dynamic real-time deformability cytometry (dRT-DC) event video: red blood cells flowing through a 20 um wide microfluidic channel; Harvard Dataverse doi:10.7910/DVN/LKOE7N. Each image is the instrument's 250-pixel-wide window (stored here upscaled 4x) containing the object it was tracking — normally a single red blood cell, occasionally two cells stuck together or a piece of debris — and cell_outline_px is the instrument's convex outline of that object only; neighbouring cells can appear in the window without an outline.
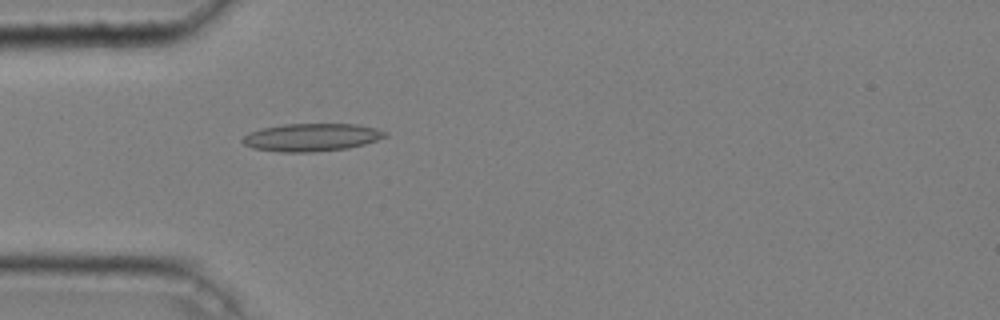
{"species": "common noctule bat (a hibernating species)", "species_latin": "Nyctalus noctula", "temperature_condition": "cold", "stored_images_in_passage": 37, "camera_frame_rate_fps": 3000, "um_per_image_px": 0.085, "animal": {"sex": "male", "body_mass_g": 20.4}, "frame": {"image": 1, "passage_image": 6, "time_ms": 1.667, "image_size_px": [1000, 320], "cell_outline_px": [[388, 136], [364, 144], [348, 148], [312, 152], [280, 152], [252, 148], [244, 144], [240, 140], [248, 132], [260, 128], [284, 124], [356, 124], [376, 128], [388, 132]], "centroid_in_image_um": [26.46, 11.67], "position_along_channel_um": 58.5, "area_um2": 23.24}}
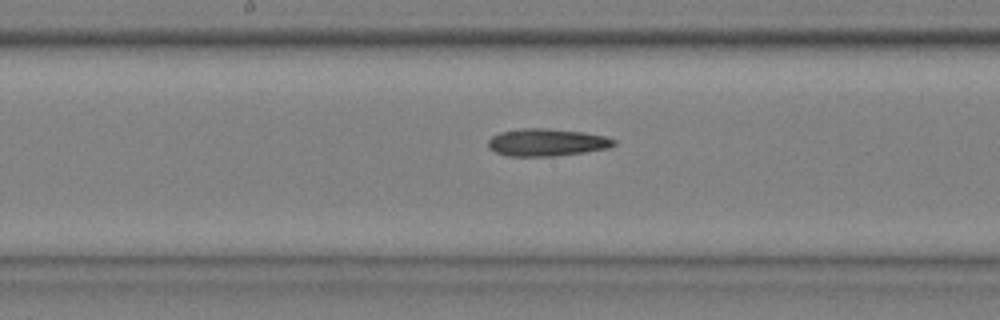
{"frame": {"image": 2, "passage_image": 18, "time_ms": 5.667, "image_size_px": [1000, 320], "cell_outline_px": [[616, 144], [608, 148], [584, 152], [556, 156], [504, 156], [488, 148], [488, 140], [492, 136], [500, 132], [520, 128], [548, 128], [584, 132], [604, 136], [616, 140]], "centroid_in_image_um": [46.45, 12.1], "position_along_channel_um": 201.7, "area_um2": 20.23}}
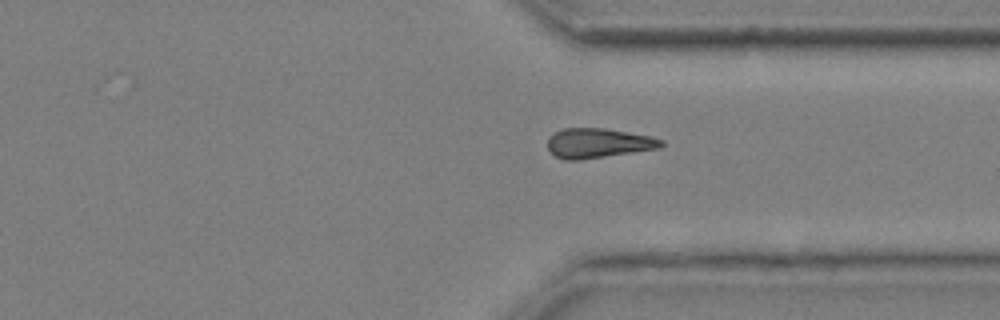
{"frame": {"image": 3, "passage_image": 31, "time_ms": 10.0, "image_size_px": [1000, 320], "cell_outline_px": [[664, 144], [660, 148], [580, 160], [564, 160], [556, 156], [548, 148], [548, 136], [552, 132], [564, 128], [604, 128], [652, 136], [664, 140]], "centroid_in_image_um": [50.84, 12.16], "position_along_channel_um": 360.6, "area_um2": 19.77}, "authors_computed_cell_mechanics": {"area_um2": 19.8832, "velocity_mm_per_s": 3.6555, "shape_relaxation_time_tau1_ms": 10.449, "shape_relaxation_time_tau2_ms": null, "deformation_change_tau1": 0.1773, "deformation_change_tau2": null}}